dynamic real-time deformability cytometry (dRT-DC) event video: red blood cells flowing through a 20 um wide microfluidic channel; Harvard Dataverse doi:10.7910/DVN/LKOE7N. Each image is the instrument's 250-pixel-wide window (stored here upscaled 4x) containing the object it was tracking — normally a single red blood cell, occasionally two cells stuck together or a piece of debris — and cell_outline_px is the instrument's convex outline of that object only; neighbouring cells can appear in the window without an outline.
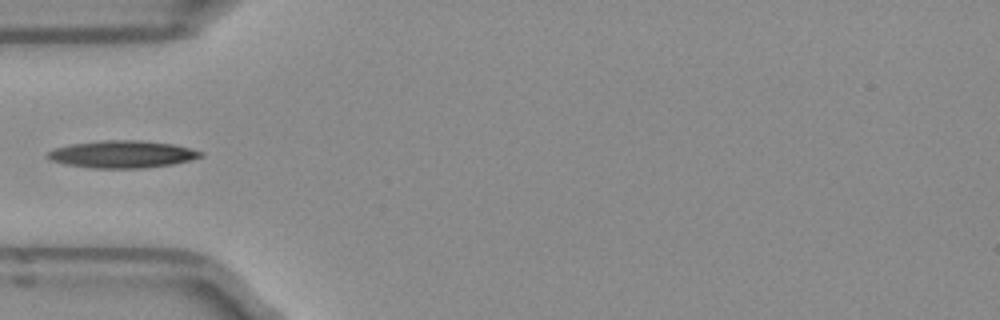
{"species": "Egyptian fruit bat (a non-hibernating species)", "species_latin": "Rousettus aegyptiacus", "temperature_condition": "room temperature", "stored_images_in_passage": 33, "camera_frame_rate_fps": 3000, "um_per_image_px": 0.085, "frame": {"image": 1, "passage_image": 1, "time_ms": 0.0, "image_size_px": [1000, 320], "cell_outline_px": [[204, 156], [172, 164], [144, 168], [92, 168], [64, 164], [52, 160], [44, 156], [48, 152], [56, 148], [72, 144], [100, 140], [140, 140], [172, 144], [204, 152]], "centroid_in_image_um": [10.37, 13.11], "position_along_channel_um": 74.6, "area_um2": 24.22}}
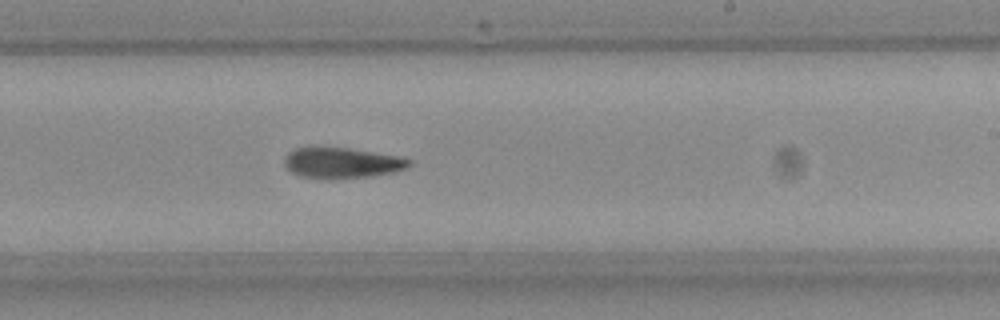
{"frame": {"image": 2, "passage_image": 15, "time_ms": 4.667, "image_size_px": [1000, 320], "cell_outline_px": [[412, 164], [408, 168], [392, 172], [364, 176], [300, 176], [292, 172], [284, 164], [284, 160], [288, 152], [296, 148], [312, 144], [348, 148], [396, 156], [412, 160]], "centroid_in_image_um": [29.01, 13.76], "position_along_channel_um": 260.0, "area_um2": 21.79}}
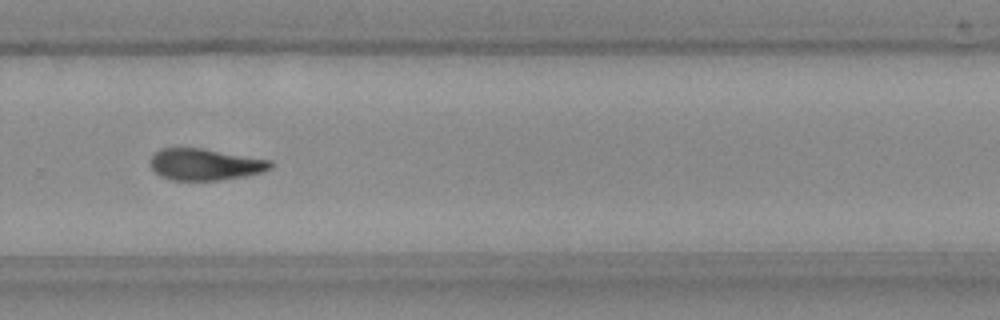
{"frame": {"image": 3, "passage_image": 19, "time_ms": 6.0, "image_size_px": [1000, 320], "cell_outline_px": [[272, 164], [268, 168], [260, 172], [240, 176], [216, 180], [172, 180], [160, 176], [152, 168], [152, 156], [160, 148], [200, 148], [268, 160]], "centroid_in_image_um": [17.35, 13.97], "position_along_channel_um": 312.5, "area_um2": 21.33}}